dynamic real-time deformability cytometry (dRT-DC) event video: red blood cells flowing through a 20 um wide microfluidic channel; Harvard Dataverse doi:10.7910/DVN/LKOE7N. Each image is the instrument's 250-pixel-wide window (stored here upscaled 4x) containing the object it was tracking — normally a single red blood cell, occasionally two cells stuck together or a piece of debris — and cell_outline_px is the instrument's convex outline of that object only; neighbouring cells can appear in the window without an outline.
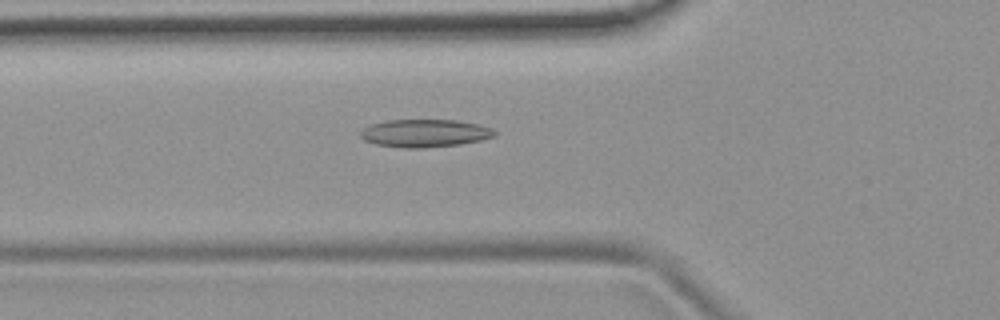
{"species": "common noctule bat (a hibernating species)", "species_latin": "Nyctalus noctula", "temperature_condition": "room temperature", "stored_images_in_passage": 53, "camera_frame_rate_fps": 3000, "um_per_image_px": 0.085, "animal": {"sex": "female", "body_mass_g": 19.9}, "frame": {"image": 1, "passage_image": 19, "time_ms": 6.0, "image_size_px": [1000, 320], "cell_outline_px": [[496, 136], [480, 140], [460, 144], [424, 148], [400, 148], [376, 144], [364, 140], [360, 136], [360, 132], [364, 128], [372, 124], [388, 120], [456, 120], [476, 124], [492, 128], [496, 132]], "centroid_in_image_um": [36.1, 11.33], "position_along_channel_um": 89.7, "area_um2": 21.68}}
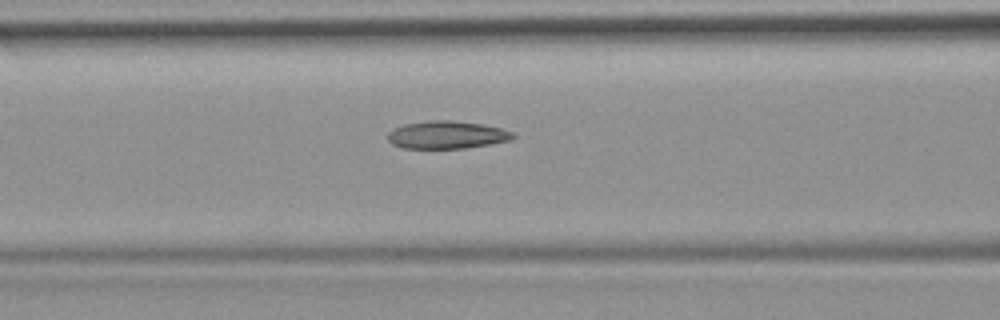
{"frame": {"image": 2, "passage_image": 22, "time_ms": 7.0, "image_size_px": [1000, 320], "cell_outline_px": [[516, 136], [512, 140], [492, 144], [464, 148], [404, 148], [392, 144], [388, 140], [388, 132], [392, 128], [404, 124], [428, 120], [448, 120], [480, 124], [500, 128], [516, 132]], "centroid_in_image_um": [38.0, 11.46], "position_along_channel_um": 128.6, "area_um2": 20.35}}
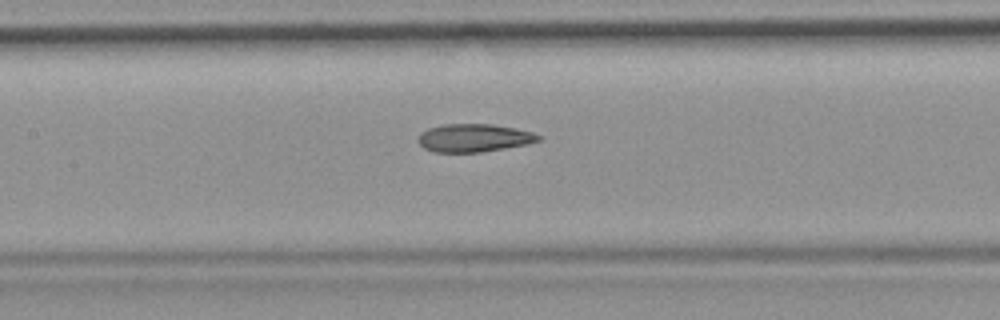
{"frame": {"image": 3, "passage_image": 25, "time_ms": 8.0, "image_size_px": [1000, 320], "cell_outline_px": [[540, 140], [528, 144], [480, 152], [432, 152], [424, 148], [416, 140], [420, 132], [428, 128], [444, 124], [492, 124], [516, 128], [532, 132], [540, 136]], "centroid_in_image_um": [40.24, 11.72], "position_along_channel_um": 167.2, "area_um2": 19.71}, "authors_computed_cell_mechanics": {"area_um2": 20.6346, "velocity_mm_per_s": 3.8498, "shape_relaxation_time_tau1_ms": null, "shape_relaxation_time_tau2_ms": 4.0881, "deformation_change_tau1": null, "deformation_change_tau2": 0.1329}}